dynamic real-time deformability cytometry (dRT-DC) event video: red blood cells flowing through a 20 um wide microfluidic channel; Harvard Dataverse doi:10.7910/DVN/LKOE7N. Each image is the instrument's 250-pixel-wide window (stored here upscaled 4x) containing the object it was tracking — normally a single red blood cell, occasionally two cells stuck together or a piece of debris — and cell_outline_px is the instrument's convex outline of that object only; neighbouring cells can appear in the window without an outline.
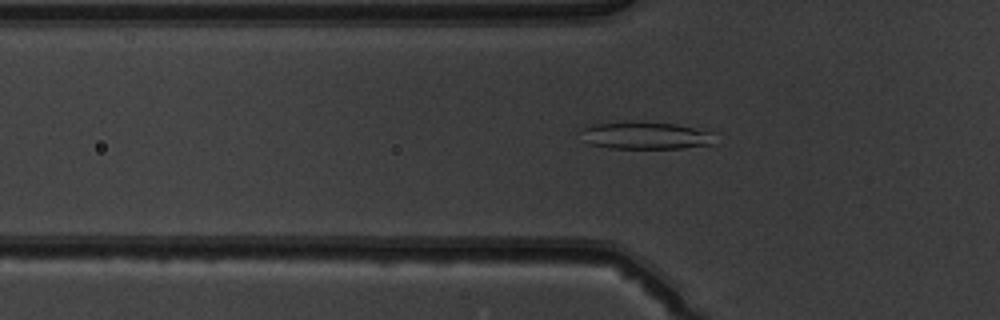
{"species": "common noctule bat (a hibernating species)", "species_latin": "Nyctalus noctula", "temperature_condition": "warm", "stored_images_in_passage": 50, "camera_frame_rate_fps": 3000, "um_per_image_px": 0.085, "animal": {"sex": "male", "body_mass_g": 19.5, "forearm_length_mm": 54.6}, "frame": {"image": 1, "passage_image": 17, "time_ms": 5.333, "image_size_px": [1000, 320], "cell_outline_px": [[716, 136], [712, 144], [680, 148], [608, 148], [588, 144], [576, 128], [596, 124], [676, 124], [708, 128], [716, 132]], "centroid_in_image_um": [54.96, 11.54], "position_along_channel_um": 70.8, "area_um2": 21.15}}
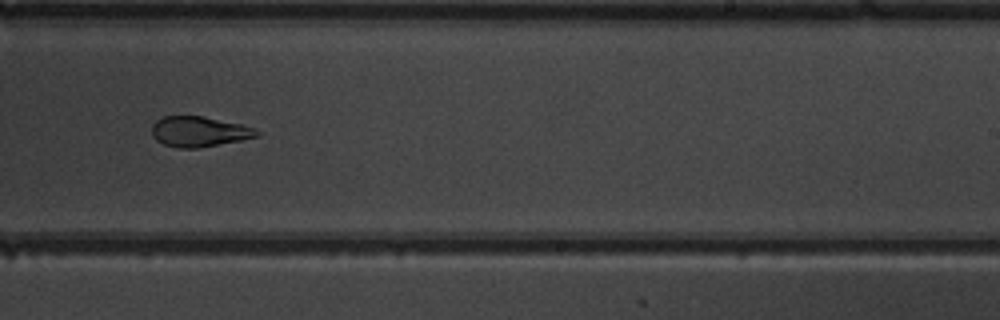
{"frame": {"image": 2, "passage_image": 32, "time_ms": 10.333, "image_size_px": [1000, 320], "cell_outline_px": [[260, 132], [256, 136], [240, 140], [196, 148], [180, 148], [164, 144], [156, 140], [152, 132], [152, 124], [156, 120], [164, 116], [200, 116], [244, 124]], "centroid_in_image_um": [16.89, 11.17], "position_along_channel_um": 272.1, "area_um2": 18.26}}
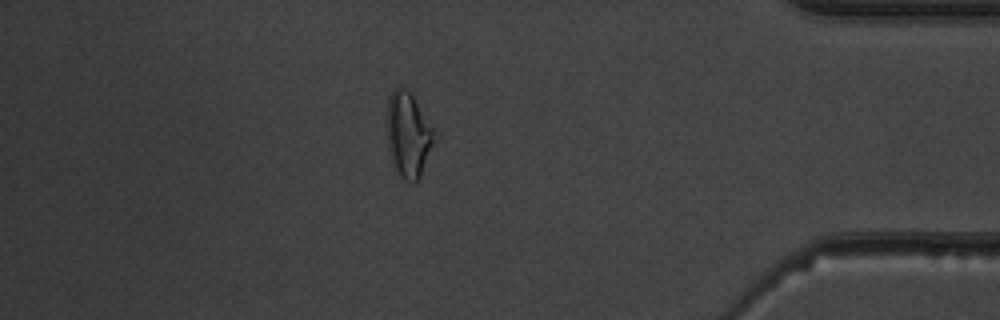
{"frame": {"image": 3, "passage_image": 44, "time_ms": 14.333, "image_size_px": [1000, 320], "cell_outline_px": [[432, 144], [420, 176], [412, 184], [404, 180], [396, 172], [392, 164], [388, 148], [388, 96], [400, 84], [412, 92], [432, 124]], "centroid_in_image_um": [34.68, 11.41], "position_along_channel_um": 400.5, "area_um2": 23.29}, "authors_computed_cell_mechanics": {"area_um2": 21.7039, "velocity_mm_per_s": 4.0273, "shape_relaxation_time_tau1_ms": null, "shape_relaxation_time_tau2_ms": 1.3427, "deformation_change_tau1": null, "deformation_change_tau2": 0.0735}}